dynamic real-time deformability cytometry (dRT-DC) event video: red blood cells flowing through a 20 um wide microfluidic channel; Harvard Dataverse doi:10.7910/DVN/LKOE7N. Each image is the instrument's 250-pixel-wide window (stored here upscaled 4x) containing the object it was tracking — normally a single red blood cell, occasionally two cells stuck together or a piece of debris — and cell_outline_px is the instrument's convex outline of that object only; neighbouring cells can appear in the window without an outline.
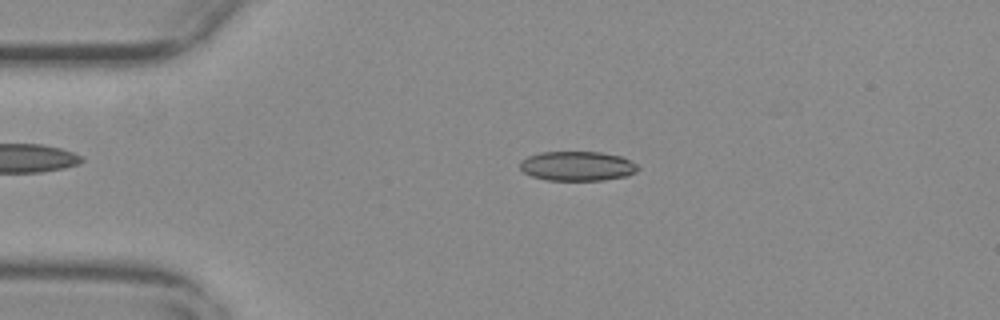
{"species": "common noctule bat (a hibernating species)", "species_latin": "Nyctalus noctula", "temperature_condition": "warm", "stored_images_in_passage": 45, "camera_frame_rate_fps": 3000, "um_per_image_px": 0.085, "animal": {"sex": "female", "body_mass_g": 29.2, "forearm_length_mm": 56.3}, "frame": {"image": 1, "passage_image": 12, "time_ms": 3.667, "image_size_px": [1000, 320], "cell_outline_px": [[640, 168], [636, 172], [628, 176], [604, 180], [548, 180], [532, 176], [524, 172], [520, 168], [520, 160], [528, 156], [540, 152], [600, 152], [620, 156], [636, 164]], "centroid_in_image_um": [49.07, 14.12], "position_along_channel_um": 35.9, "area_um2": 20.29}}
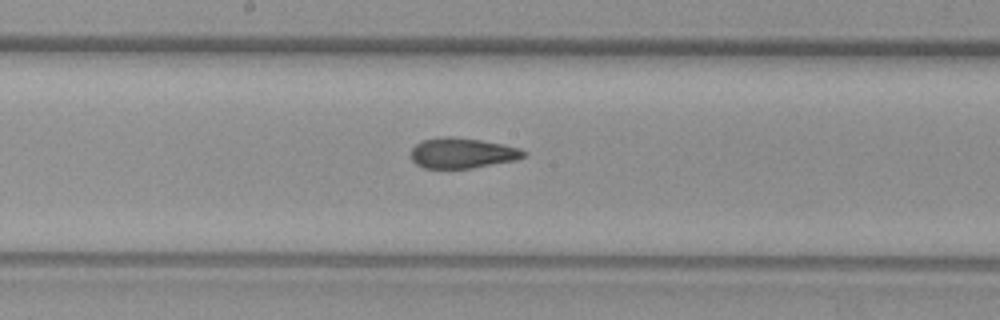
{"frame": {"image": 2, "passage_image": 29, "time_ms": 9.333, "image_size_px": [1000, 320], "cell_outline_px": [[528, 152], [524, 156], [516, 160], [472, 168], [424, 168], [416, 164], [412, 160], [412, 148], [420, 140], [444, 136], [452, 136], [480, 140], [504, 144], [520, 148]], "centroid_in_image_um": [39.3, 13.0], "position_along_channel_um": 208.9, "area_um2": 20.06}}
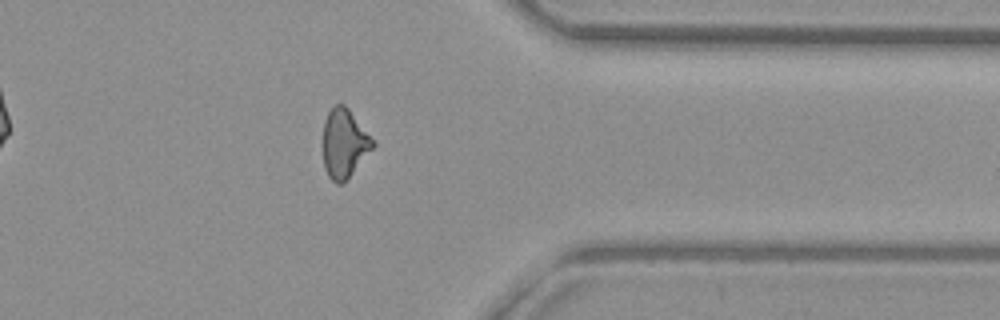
{"frame": {"image": 3, "passage_image": 44, "time_ms": 14.333, "image_size_px": [1000, 320], "cell_outline_px": [[376, 144], [352, 172], [340, 184], [336, 184], [328, 176], [324, 168], [324, 120], [328, 112], [336, 104], [344, 104], [348, 108]], "centroid_in_image_um": [29.24, 12.18], "position_along_channel_um": 382.2, "area_um2": 19.36}}